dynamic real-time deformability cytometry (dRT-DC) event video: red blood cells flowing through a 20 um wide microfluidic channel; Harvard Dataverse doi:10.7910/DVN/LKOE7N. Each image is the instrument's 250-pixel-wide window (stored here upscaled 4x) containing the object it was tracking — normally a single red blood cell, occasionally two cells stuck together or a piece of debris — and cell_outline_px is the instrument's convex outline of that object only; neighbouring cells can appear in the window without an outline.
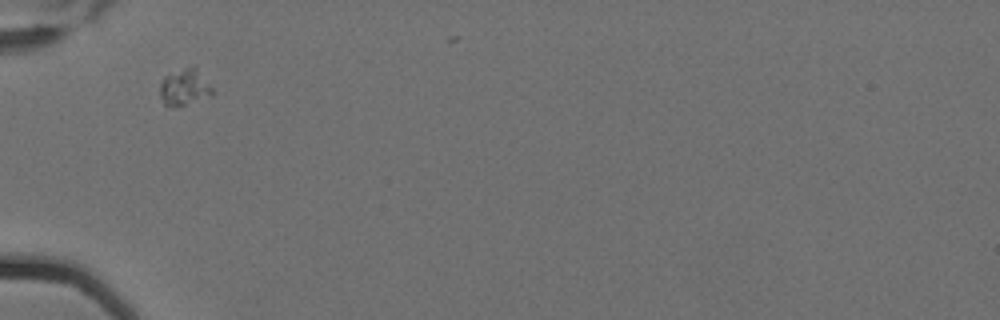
{"species": "Egyptian fruit bat (a non-hibernating species)", "species_latin": "Rousettus aegyptiacus", "temperature_condition": "cold", "stored_images_in_passage": 3, "camera_frame_rate_fps": 3000, "um_per_image_px": 0.085, "animal": {"sex": "female"}, "frame": {"image": 1, "passage_image": 1, "time_ms": 0.0, "image_size_px": [1000, 320], "cell_outline_px": [[212, 96], [184, 104], [164, 104], [160, 96], [160, 84], [164, 76], [192, 64], [196, 64], [212, 88]], "centroid_in_image_um": [15.71, 7.34], "position_along_channel_um": 69.3, "area_um2": 11.04}}
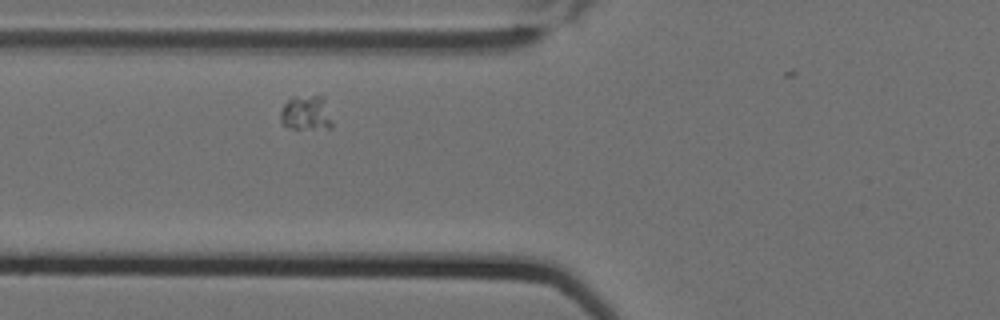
{"frame": {"image": 2, "passage_image": 2, "time_ms": 0.333, "image_size_px": [1000, 320], "cell_outline_px": [[332, 128], [288, 128], [280, 124], [280, 112], [284, 104], [292, 96], [324, 96], [332, 120]], "centroid_in_image_um": [26.01, 9.6], "position_along_channel_um": 99.8, "area_um2": 10.64}}